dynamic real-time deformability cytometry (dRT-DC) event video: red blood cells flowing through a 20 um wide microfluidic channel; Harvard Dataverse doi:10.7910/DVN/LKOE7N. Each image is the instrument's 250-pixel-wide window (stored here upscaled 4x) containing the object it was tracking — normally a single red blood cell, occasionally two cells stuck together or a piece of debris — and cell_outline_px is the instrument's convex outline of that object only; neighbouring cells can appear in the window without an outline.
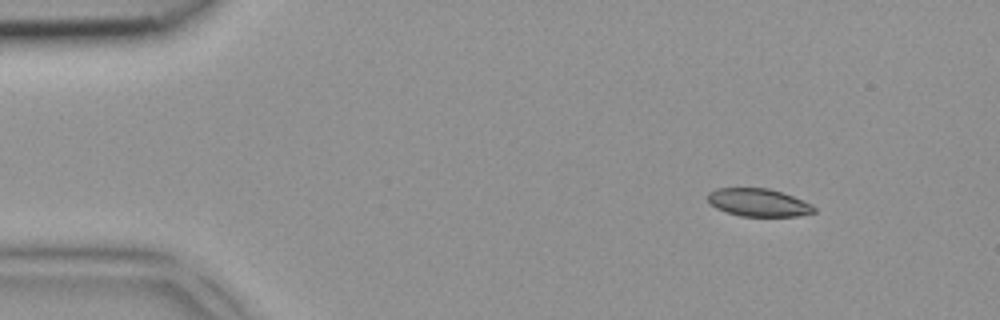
{"species": "common noctule bat (a hibernating species)", "species_latin": "Nyctalus noctula", "temperature_condition": "room temperature", "stored_images_in_passage": 3, "camera_frame_rate_fps": 3000, "um_per_image_px": 0.085, "animal": {"sex": "female", "body_mass_g": 18.4}, "frame": {"image": 1, "passage_image": 1, "time_ms": 0.0, "image_size_px": [1000, 320], "cell_outline_px": [[816, 212], [800, 216], [740, 216], [716, 208], [708, 200], [708, 192], [716, 188], [768, 188], [804, 200], [812, 204], [816, 208]], "centroid_in_image_um": [64.5, 17.21], "position_along_channel_um": 20.5, "area_um2": 17.22}}
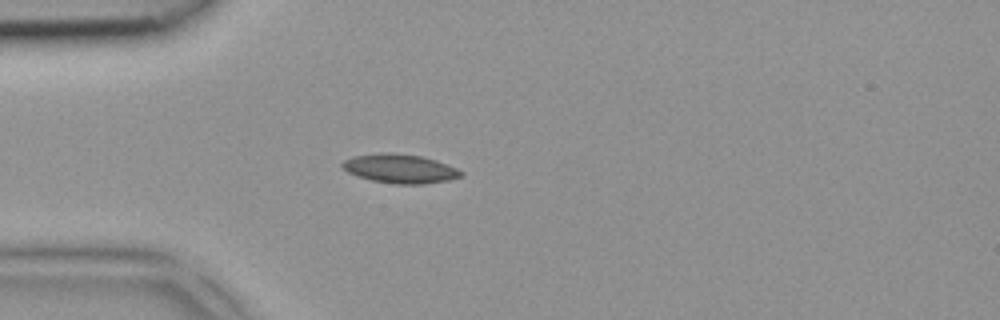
{"frame": {"image": 2, "passage_image": 3, "time_ms": 0.667, "image_size_px": [1000, 320], "cell_outline_px": [[464, 172], [460, 176], [448, 180], [424, 184], [396, 184], [372, 180], [348, 172], [340, 164], [344, 160], [352, 156], [380, 152], [420, 156], [436, 160], [456, 168]], "centroid_in_image_um": [33.99, 14.33], "position_along_channel_um": 51.0, "area_um2": 19.77}}